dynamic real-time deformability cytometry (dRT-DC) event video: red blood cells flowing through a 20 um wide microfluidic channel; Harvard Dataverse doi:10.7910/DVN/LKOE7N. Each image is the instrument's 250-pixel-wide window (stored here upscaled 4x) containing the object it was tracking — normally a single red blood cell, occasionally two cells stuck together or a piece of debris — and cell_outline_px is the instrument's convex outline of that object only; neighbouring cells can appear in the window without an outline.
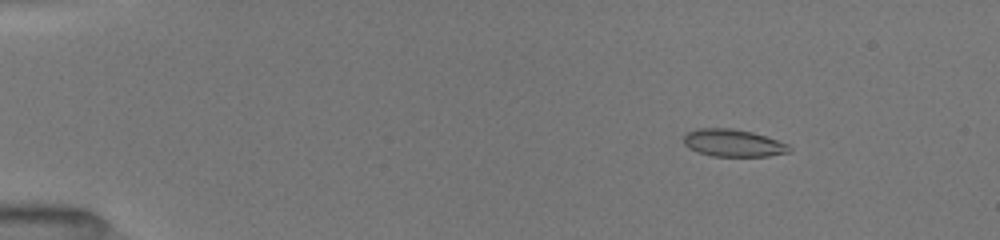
{"species": "common noctule bat (a hibernating species)", "species_latin": "Nyctalus noctula", "temperature_condition": "room temperature", "stored_images_in_passage": 52, "camera_frame_rate_fps": 3000, "um_per_image_px": 0.085, "animal": {"sex": "female", "body_mass_g": 19.5, "forearm_length_mm": 54.1}, "frame": {"image": 1, "passage_image": 8, "time_ms": 2.333, "image_size_px": [1000, 240], "cell_outline_px": [[792, 152], [768, 156], [712, 156], [688, 148], [684, 144], [684, 136], [688, 132], [696, 128], [732, 128], [752, 132], [788, 144], [792, 148]], "centroid_in_image_um": [62.33, 12.15], "position_along_channel_um": 22.7, "area_um2": 16.82}}
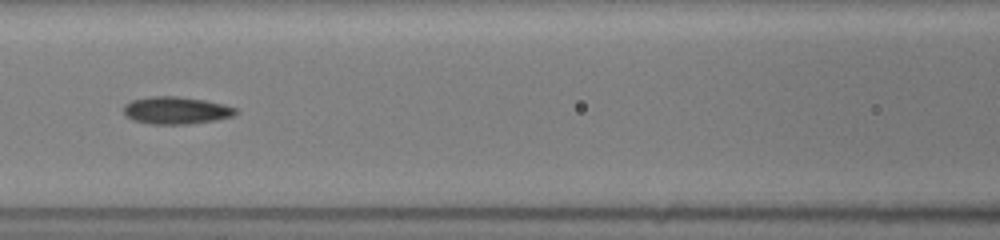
{"frame": {"image": 2, "passage_image": 25, "time_ms": 8.0, "image_size_px": [1000, 240], "cell_outline_px": [[240, 112], [232, 116], [216, 120], [188, 124], [148, 124], [132, 120], [124, 116], [124, 104], [132, 100], [152, 96], [176, 96], [204, 100], [224, 104], [236, 108]], "centroid_in_image_um": [14.96, 9.39], "position_along_channel_um": 151.6, "area_um2": 18.03}}
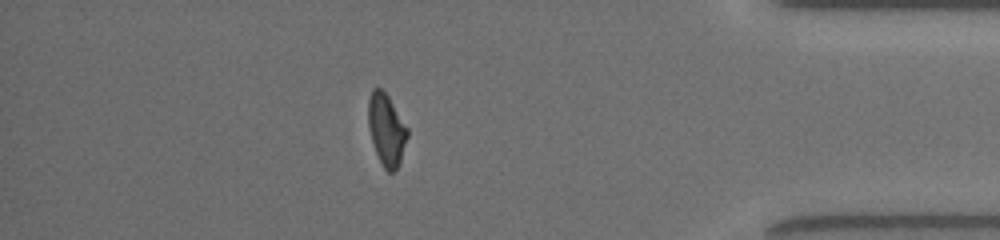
{"frame": {"image": 3, "passage_image": 46, "time_ms": 15.0, "image_size_px": [1000, 240], "cell_outline_px": [[408, 136], [400, 160], [396, 168], [392, 172], [388, 172], [384, 168], [376, 152], [368, 128], [368, 100], [372, 88], [380, 88], [388, 96], [408, 128]], "centroid_in_image_um": [32.83, 10.99], "position_along_channel_um": 402.4, "area_um2": 16.13}, "authors_computed_cell_mechanics": {"area_um2": 17.1088, "velocity_mm_per_s": 4.0475, "shape_relaxation_time_tau1_ms": 10.7455, "shape_relaxation_time_tau2_ms": 5.6669, "deformation_change_tau1": 0.263, "deformation_change_tau2": 0.1229}}